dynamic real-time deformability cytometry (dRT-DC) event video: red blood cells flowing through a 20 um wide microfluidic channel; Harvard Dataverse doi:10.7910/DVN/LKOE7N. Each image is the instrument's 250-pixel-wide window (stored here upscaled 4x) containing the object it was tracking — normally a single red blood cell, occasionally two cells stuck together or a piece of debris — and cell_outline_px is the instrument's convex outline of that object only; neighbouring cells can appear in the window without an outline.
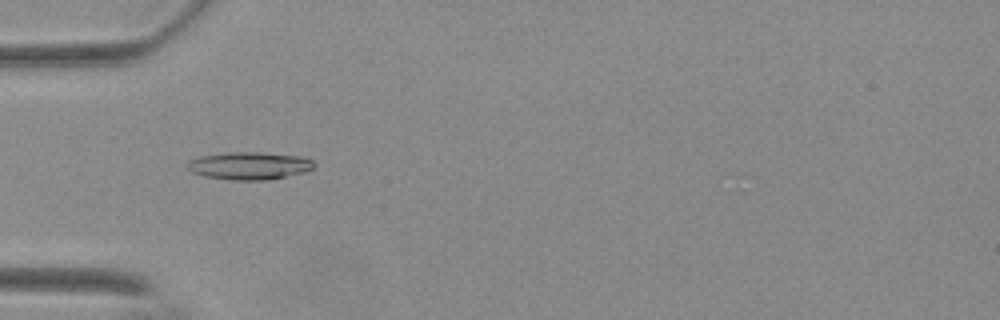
{"species": "Egyptian fruit bat (a non-hibernating species)", "species_latin": "Rousettus aegyptiacus", "temperature_condition": "warm", "stored_images_in_passage": 50, "camera_frame_rate_fps": 3000, "um_per_image_px": 0.085, "animal": {"sex": "female"}, "frame": {"image": 1, "passage_image": 12, "time_ms": 3.667, "image_size_px": [1000, 320], "cell_outline_px": [[316, 164], [312, 168], [304, 172], [268, 180], [232, 180], [204, 176], [192, 172], [184, 164], [188, 160], [200, 156], [228, 152], [260, 152], [300, 156], [312, 160]], "centroid_in_image_um": [21.16, 14.08], "position_along_channel_um": 63.8, "area_um2": 20.46}}
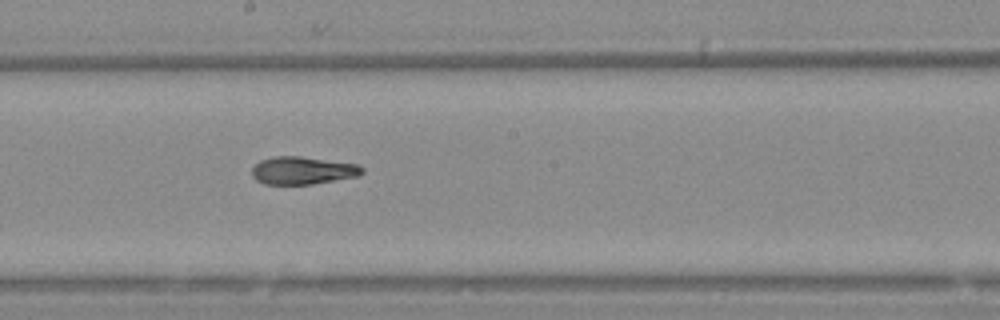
{"frame": {"image": 2, "passage_image": 25, "time_ms": 8.0, "image_size_px": [1000, 320], "cell_outline_px": [[364, 172], [360, 176], [312, 184], [264, 184], [256, 180], [252, 176], [252, 168], [260, 160], [272, 156], [300, 156], [360, 164], [364, 168]], "centroid_in_image_um": [25.76, 14.48], "position_along_channel_um": 222.4, "area_um2": 18.03}}
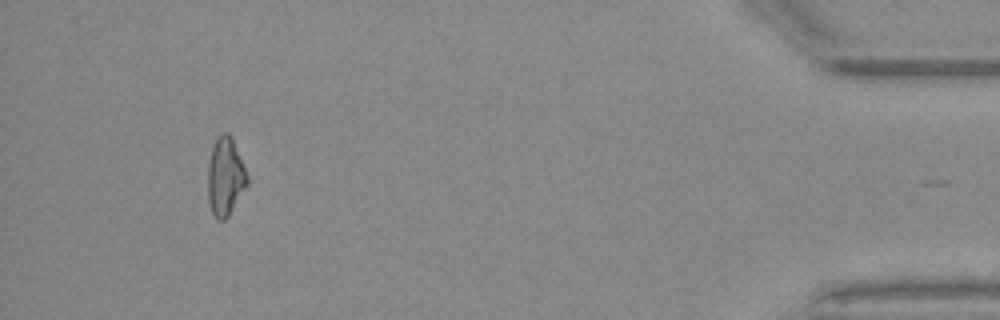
{"frame": {"image": 3, "passage_image": 46, "time_ms": 15.0, "image_size_px": [1000, 320], "cell_outline_px": [[248, 184], [228, 216], [224, 220], [216, 220], [212, 212], [208, 200], [208, 164], [212, 148], [216, 136], [224, 132], [228, 132], [232, 136], [248, 176]], "centroid_in_image_um": [19.15, 14.99], "position_along_channel_um": 416.1, "area_um2": 18.03}, "authors_computed_cell_mechanics": {"area_um2": 18.207, "velocity_mm_per_s": 3.7107, "shape_relaxation_time_tau1_ms": null, "shape_relaxation_time_tau2_ms": 2.5072, "deformation_change_tau1": null, "deformation_change_tau2": 0.0998}}